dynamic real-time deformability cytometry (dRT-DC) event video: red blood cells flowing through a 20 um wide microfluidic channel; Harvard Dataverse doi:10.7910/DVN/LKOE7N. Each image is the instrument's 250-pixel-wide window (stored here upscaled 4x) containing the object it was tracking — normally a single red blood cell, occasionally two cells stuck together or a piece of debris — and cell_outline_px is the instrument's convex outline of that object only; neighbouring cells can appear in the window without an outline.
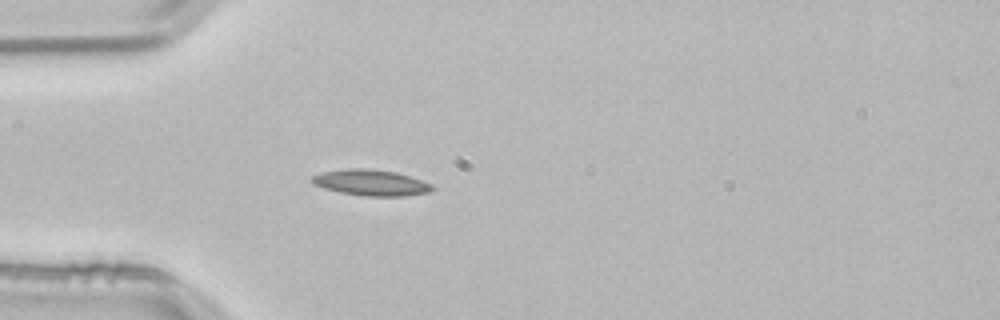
{"species": "common noctule bat (a hibernating species)", "species_latin": "Nyctalus noctula", "temperature_condition": "room temperature", "stored_images_in_passage": 2, "camera_frame_rate_fps": 3000, "um_per_image_px": 0.085, "animal": {"sex": "male", "body_mass_g": 21.5, "forearm_length_mm": 52.0}, "frame": {"image": 1, "passage_image": 2, "time_ms": 0.333, "image_size_px": [1000, 320], "cell_outline_px": [[436, 188], [432, 192], [404, 196], [364, 196], [340, 192], [324, 188], [312, 184], [312, 176], [320, 172], [348, 168], [368, 168], [396, 172], [432, 184]], "centroid_in_image_um": [31.54, 15.52], "position_along_channel_um": 53.5, "area_um2": 18.32}}